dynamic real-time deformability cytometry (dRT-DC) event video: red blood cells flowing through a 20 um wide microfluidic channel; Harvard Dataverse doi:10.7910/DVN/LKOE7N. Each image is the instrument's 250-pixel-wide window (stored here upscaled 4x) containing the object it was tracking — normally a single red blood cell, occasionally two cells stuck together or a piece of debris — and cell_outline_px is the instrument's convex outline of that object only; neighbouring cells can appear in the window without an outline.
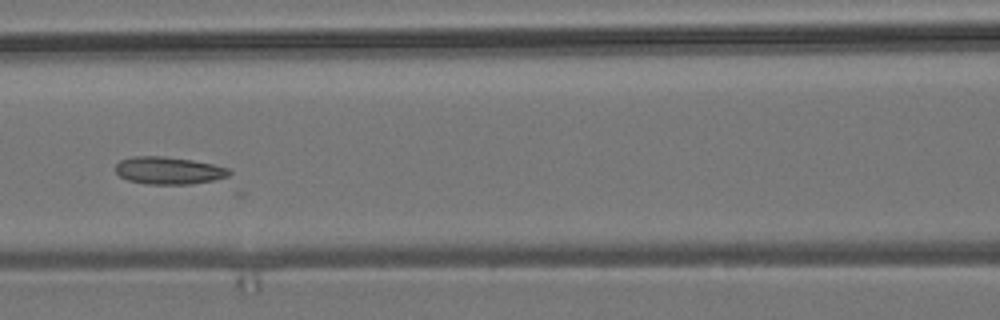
{"species": "common noctule bat (a hibernating species)", "species_latin": "Nyctalus noctula", "temperature_condition": "room temperature", "stored_images_in_passage": 9, "camera_frame_rate_fps": 3000, "um_per_image_px": 0.085, "animal": {"sex": "male", "body_mass_g": 19.2, "forearm_length_mm": 51.8}, "frame": {"image": 1, "passage_image": 6, "time_ms": 6.0, "image_size_px": [1000, 320], "cell_outline_px": [[232, 172], [228, 176], [212, 180], [192, 184], [144, 184], [128, 180], [120, 176], [116, 172], [116, 164], [120, 160], [132, 156], [164, 156], [192, 160], [212, 164], [228, 168]], "centroid_in_image_um": [14.31, 14.49], "position_along_channel_um": 152.3, "area_um2": 18.15}}
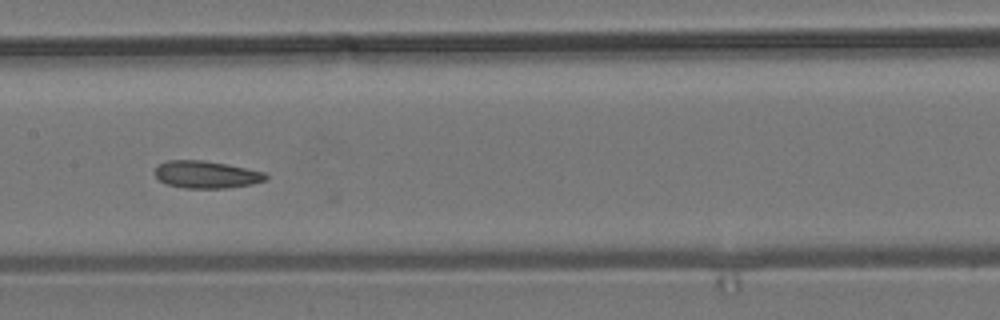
{"frame": {"image": 2, "passage_image": 7, "time_ms": 7.0, "image_size_px": [1000, 320], "cell_outline_px": [[268, 176], [264, 180], [252, 184], [228, 188], [184, 188], [168, 184], [160, 180], [156, 176], [156, 164], [168, 160], [204, 160], [228, 164], [264, 172]], "centroid_in_image_um": [17.53, 14.83], "position_along_channel_um": 189.9, "area_um2": 17.63}}
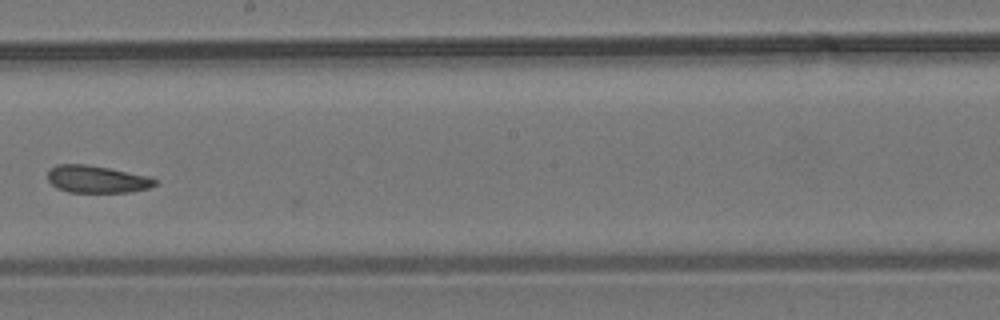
{"frame": {"image": 3, "passage_image": 8, "time_ms": 8.333, "image_size_px": [1000, 320], "cell_outline_px": [[160, 180], [156, 184], [148, 188], [132, 192], [68, 192], [56, 188], [48, 180], [48, 172], [56, 164], [88, 164], [152, 176]], "centroid_in_image_um": [8.28, 15.23], "position_along_channel_um": 239.9, "area_um2": 17.34}}